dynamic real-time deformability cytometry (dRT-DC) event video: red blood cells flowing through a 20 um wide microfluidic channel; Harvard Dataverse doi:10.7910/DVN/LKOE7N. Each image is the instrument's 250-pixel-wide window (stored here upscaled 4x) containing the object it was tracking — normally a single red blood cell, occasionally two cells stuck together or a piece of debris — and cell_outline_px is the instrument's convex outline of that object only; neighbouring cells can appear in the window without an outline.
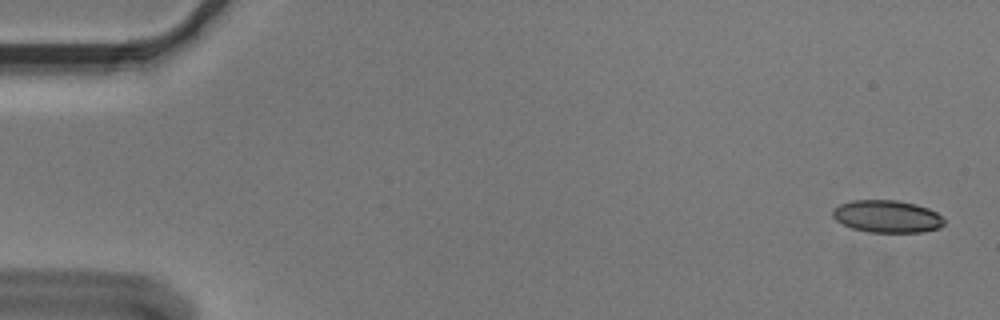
{"species": "Egyptian fruit bat (a non-hibernating species)", "species_latin": "Rousettus aegyptiacus", "temperature_condition": "cold", "stored_images_in_passage": 55, "camera_frame_rate_fps": 3000, "um_per_image_px": 0.085, "animal": {"sex": "male"}, "frame": {"image": 1, "passage_image": 2, "time_ms": 0.333, "image_size_px": [1000, 320], "cell_outline_px": [[944, 224], [940, 228], [924, 232], [868, 232], [852, 228], [836, 220], [832, 216], [832, 208], [840, 204], [852, 200], [896, 200], [916, 204], [928, 208], [936, 212], [944, 220]], "centroid_in_image_um": [75.39, 18.39], "position_along_channel_um": 9.6, "area_um2": 21.1}}
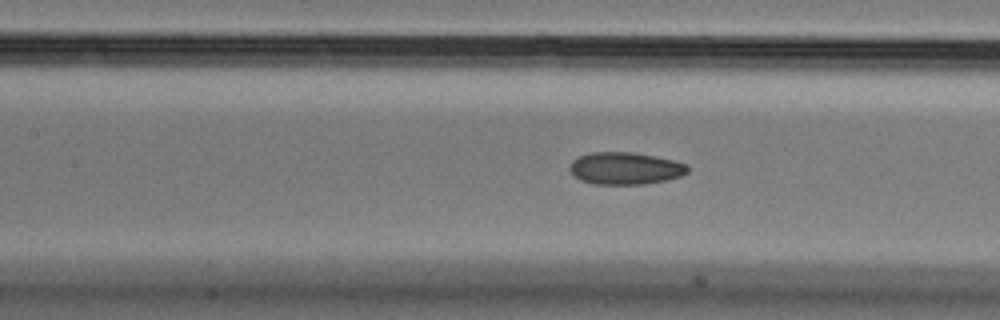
{"frame": {"image": 2, "passage_image": 25, "time_ms": 8.0, "image_size_px": [1000, 320], "cell_outline_px": [[688, 172], [680, 176], [668, 180], [644, 184], [596, 184], [580, 180], [568, 168], [572, 160], [580, 156], [592, 152], [632, 152], [656, 156], [688, 164]], "centroid_in_image_um": [53.16, 14.31], "position_along_channel_um": 154.2, "area_um2": 22.14}}
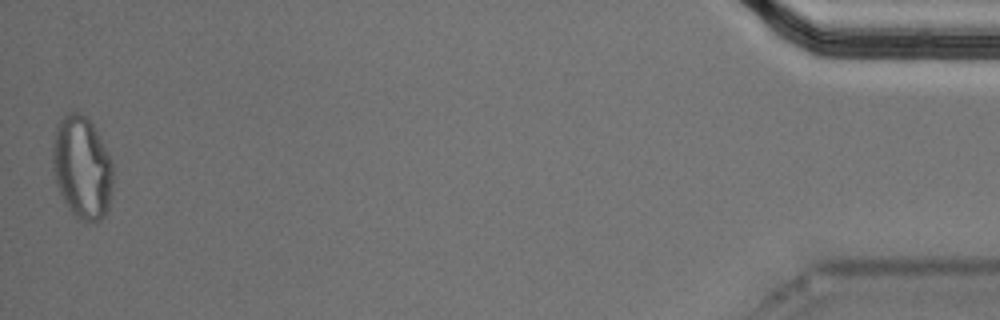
{"frame": {"image": 3, "passage_image": 55, "time_ms": 18.0, "image_size_px": [1000, 320], "cell_outline_px": [[112, 184], [108, 212], [96, 224], [80, 220], [68, 208], [56, 184], [52, 168], [52, 148], [56, 128], [60, 120], [68, 112], [80, 112], [92, 124], [112, 160]], "centroid_in_image_um": [6.97, 14.28], "position_along_channel_um": 428.2, "area_um2": 36.18}, "authors_computed_cell_mechanics": {"area_um2": 22.3108, "velocity_mm_per_s": 3.6254, "shape_relaxation_time_tau1_ms": null, "shape_relaxation_time_tau2_ms": 2.7896, "deformation_change_tau1": null, "deformation_change_tau2": 0.0776}}